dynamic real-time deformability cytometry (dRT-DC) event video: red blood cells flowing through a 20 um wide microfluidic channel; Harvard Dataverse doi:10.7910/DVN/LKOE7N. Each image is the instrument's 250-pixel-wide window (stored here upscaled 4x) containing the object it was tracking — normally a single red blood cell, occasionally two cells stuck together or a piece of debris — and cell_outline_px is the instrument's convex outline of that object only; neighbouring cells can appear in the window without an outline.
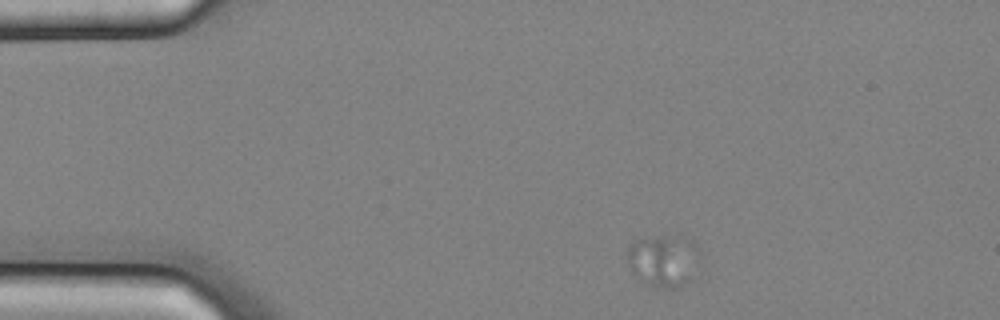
{"species": "common noctule bat (a hibernating species)", "species_latin": "Nyctalus noctula", "temperature_condition": "cold", "stored_images_in_passage": 6, "camera_frame_rate_fps": 3000, "um_per_image_px": 0.085, "animal": {"sex": "male", "body_mass_g": 20.4}, "frame": {"image": 1, "passage_image": 1, "time_ms": 0.0, "image_size_px": [1000, 320], "cell_outline_px": [[692, 276], [680, 288], [660, 288], [640, 280], [632, 272], [624, 256], [628, 248], [636, 240], [660, 236], [664, 236], [672, 240]], "centroid_in_image_um": [55.9, 22.33], "position_along_channel_um": 29.1, "area_um2": 17.8}}
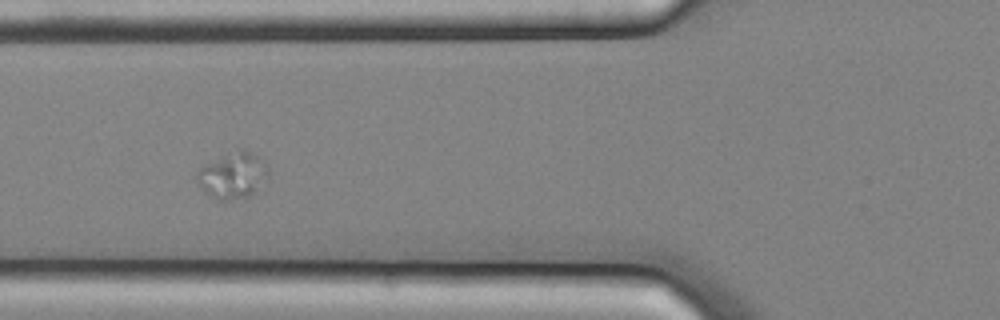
{"frame": {"image": 2, "passage_image": 4, "time_ms": 1.0, "image_size_px": [1000, 320], "cell_outline_px": [[268, 176], [252, 196], [224, 200], [220, 200], [208, 196], [204, 192], [196, 176], [200, 168], [204, 164], [240, 148], [244, 148], [268, 164]], "centroid_in_image_um": [19.81, 14.91], "position_along_channel_um": 106.0, "area_um2": 19.07}}
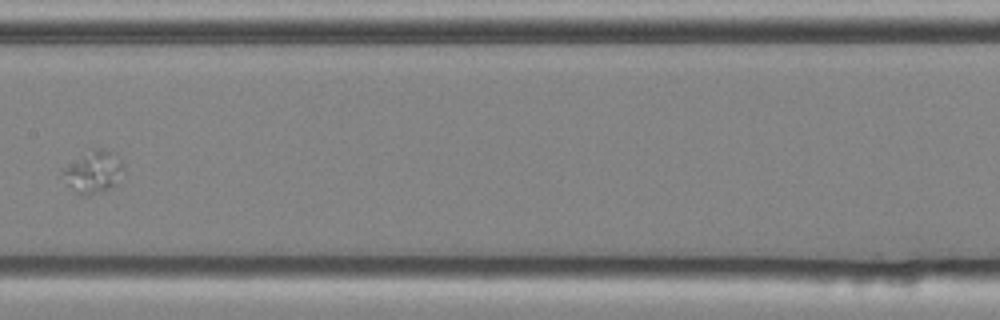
{"frame": {"image": 3, "passage_image": 6, "time_ms": 1.667, "image_size_px": [1000, 320], "cell_outline_px": [[124, 168], [112, 184], [108, 188], [100, 192], [88, 196], [80, 196], [68, 184], [64, 172], [64, 168], [92, 148], [96, 148], [112, 152], [124, 160]], "centroid_in_image_um": [7.97, 14.6], "position_along_channel_um": 199.4, "area_um2": 14.28}}